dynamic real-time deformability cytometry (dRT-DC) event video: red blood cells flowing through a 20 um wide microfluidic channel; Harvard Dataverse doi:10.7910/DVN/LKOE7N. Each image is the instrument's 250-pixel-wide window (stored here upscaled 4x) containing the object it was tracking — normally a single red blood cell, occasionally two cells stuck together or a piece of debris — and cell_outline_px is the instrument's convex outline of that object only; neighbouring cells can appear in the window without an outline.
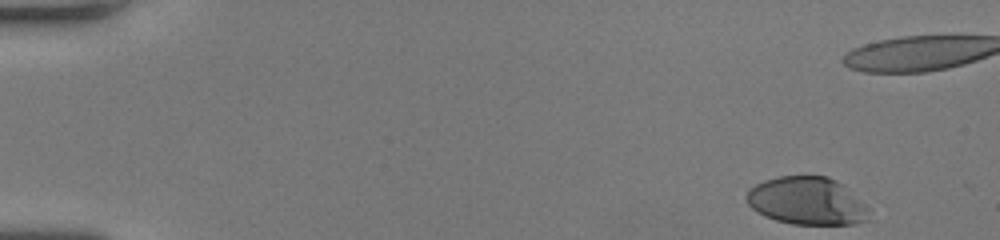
{"species": "human", "species_latin": "Homo sapiens", "temperature_condition": "room temperature", "stored_images_in_passage": 43, "camera_frame_rate_fps": 3000, "um_per_image_px": 0.085, "donor": {"sex": "female"}, "frame": {"image": 1, "passage_image": 1, "time_ms": 0.0, "image_size_px": [1000, 240], "cell_outline_px": [[868, 220], [856, 224], [792, 224], [776, 220], [764, 216], [756, 212], [748, 204], [748, 188], [764, 180], [780, 176], [824, 176], [836, 180], [868, 208]], "centroid_in_image_um": [68.55, 17.09], "position_along_channel_um": 16.4, "area_um2": 33.7}}
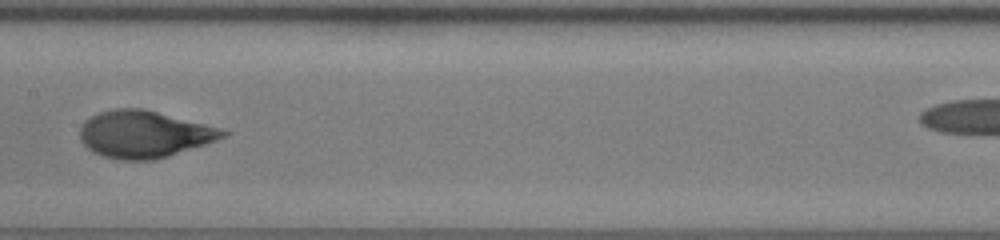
{"frame": {"image": 2, "passage_image": 25, "time_ms": 8.0, "image_size_px": [1000, 240], "cell_outline_px": [[228, 136], [168, 156], [152, 160], [120, 160], [104, 156], [92, 152], [80, 140], [80, 128], [92, 116], [100, 112], [116, 108], [140, 108], [204, 124], [228, 132]], "centroid_in_image_um": [12.21, 11.42], "position_along_channel_um": 195.2, "area_um2": 38.38}}
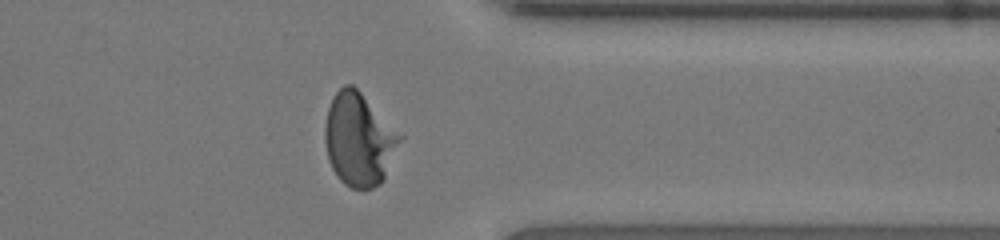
{"frame": {"image": 3, "passage_image": 39, "time_ms": 12.667, "image_size_px": [1000, 240], "cell_outline_px": [[404, 136], [384, 180], [380, 184], [372, 188], [352, 188], [344, 184], [340, 180], [332, 168], [328, 160], [324, 140], [324, 128], [328, 108], [336, 92], [344, 84], [352, 84]], "centroid_in_image_um": [30.53, 11.87], "position_along_channel_um": 380.9, "area_um2": 40.69}, "authors_computed_cell_mechanics": {"area_um2": 37.6856, "velocity_mm_per_s": 4.0954, "shape_relaxation_time_tau1_ms": 4.3949, "shape_relaxation_time_tau2_ms": null, "deformation_change_tau1": 0.2344, "deformation_change_tau2": null}}